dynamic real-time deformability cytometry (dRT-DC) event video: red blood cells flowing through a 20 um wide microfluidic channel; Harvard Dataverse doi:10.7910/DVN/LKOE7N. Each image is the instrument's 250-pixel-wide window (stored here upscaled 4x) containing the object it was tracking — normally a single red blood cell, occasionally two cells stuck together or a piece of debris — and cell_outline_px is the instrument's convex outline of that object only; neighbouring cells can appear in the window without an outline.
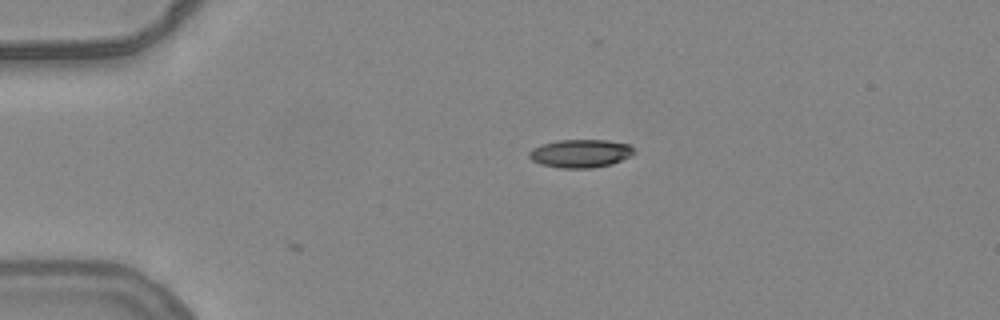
{"species": "common noctule bat (a hibernating species)", "species_latin": "Nyctalus noctula", "temperature_condition": "warm", "stored_images_in_passage": 4, "camera_frame_rate_fps": 3000, "um_per_image_px": 0.085, "animal": {"sex": "female", "body_mass_g": 24.6, "forearm_length_mm": 56.2}, "frame": {"image": 1, "passage_image": 1, "time_ms": 0.0, "image_size_px": [1000, 320], "cell_outline_px": [[636, 152], [632, 156], [612, 164], [592, 168], [560, 168], [540, 164], [532, 160], [528, 156], [528, 152], [532, 148], [540, 144], [556, 140], [608, 140], [628, 144], [636, 148]], "centroid_in_image_um": [49.35, 13.04], "position_along_channel_um": 35.6, "area_um2": 17.57}}